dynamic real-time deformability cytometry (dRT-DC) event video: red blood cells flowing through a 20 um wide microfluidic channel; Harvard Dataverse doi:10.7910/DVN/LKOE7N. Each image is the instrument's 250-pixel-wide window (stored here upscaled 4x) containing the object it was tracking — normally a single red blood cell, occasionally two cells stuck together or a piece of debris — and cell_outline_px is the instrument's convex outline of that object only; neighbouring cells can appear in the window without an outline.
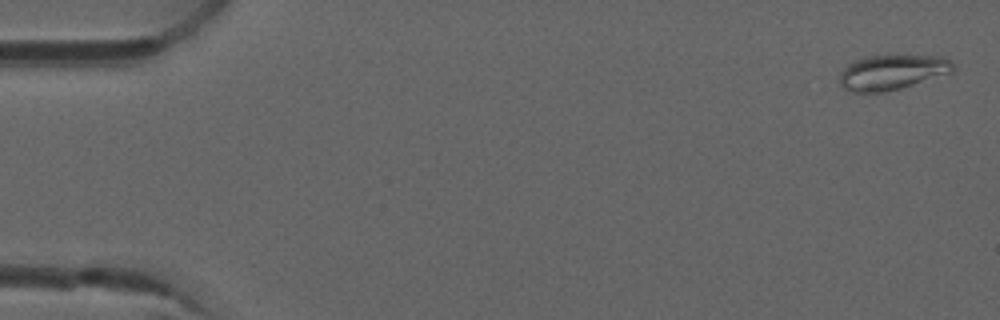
{"species": "common noctule bat (a hibernating species)", "species_latin": "Nyctalus noctula", "temperature_condition": "room temperature", "stored_images_in_passage": 53, "camera_frame_rate_fps": 3000, "um_per_image_px": 0.085, "animal": {"sex": "male", "forearm_length_mm": 52.5}, "frame": {"image": 1, "passage_image": 2, "time_ms": 0.333, "image_size_px": [1000, 320], "cell_outline_px": [[956, 68], [952, 72], [900, 88], [884, 92], [852, 92], [844, 88], [840, 84], [840, 72], [848, 64], [856, 60], [868, 56], [940, 56], [948, 60]], "centroid_in_image_um": [75.8, 6.15], "position_along_channel_um": 9.2, "area_um2": 22.72}}
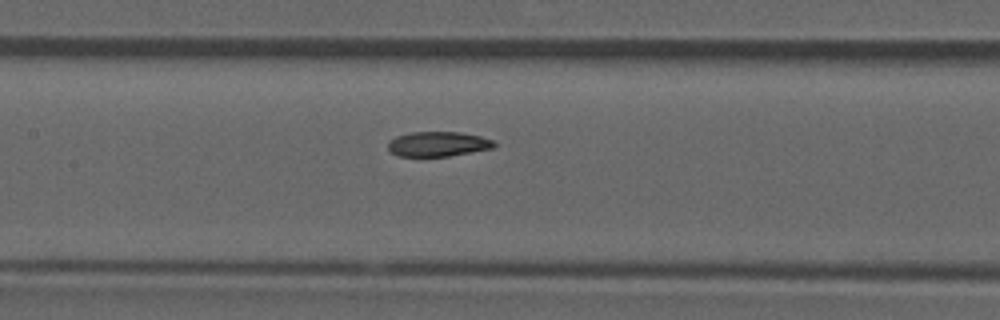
{"frame": {"image": 2, "passage_image": 25, "time_ms": 8.0, "image_size_px": [1000, 320], "cell_outline_px": [[496, 144], [492, 148], [448, 156], [400, 156], [392, 152], [388, 148], [388, 144], [396, 136], [408, 132], [460, 132], [480, 136], [492, 140]], "centroid_in_image_um": [37.22, 12.23], "position_along_channel_um": 170.2, "area_um2": 15.14}}
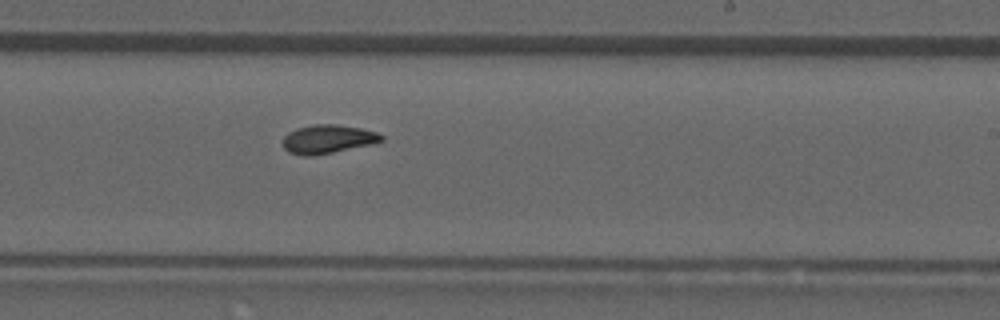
{"frame": {"image": 3, "passage_image": 32, "time_ms": 10.333, "image_size_px": [1000, 320], "cell_outline_px": [[384, 140], [372, 144], [312, 156], [304, 156], [288, 152], [284, 148], [284, 136], [288, 132], [296, 128], [316, 124], [336, 124], [360, 128], [376, 132], [384, 136]], "centroid_in_image_um": [27.86, 11.82], "position_along_channel_um": 261.1, "area_um2": 16.36}, "authors_computed_cell_mechanics": {"area_um2": 16.184, "velocity_mm_per_s": 3.9143, "shape_relaxation_time_tau1_ms": null, "shape_relaxation_time_tau2_ms": 2.4283, "deformation_change_tau1": null, "deformation_change_tau2": 0.0727}}